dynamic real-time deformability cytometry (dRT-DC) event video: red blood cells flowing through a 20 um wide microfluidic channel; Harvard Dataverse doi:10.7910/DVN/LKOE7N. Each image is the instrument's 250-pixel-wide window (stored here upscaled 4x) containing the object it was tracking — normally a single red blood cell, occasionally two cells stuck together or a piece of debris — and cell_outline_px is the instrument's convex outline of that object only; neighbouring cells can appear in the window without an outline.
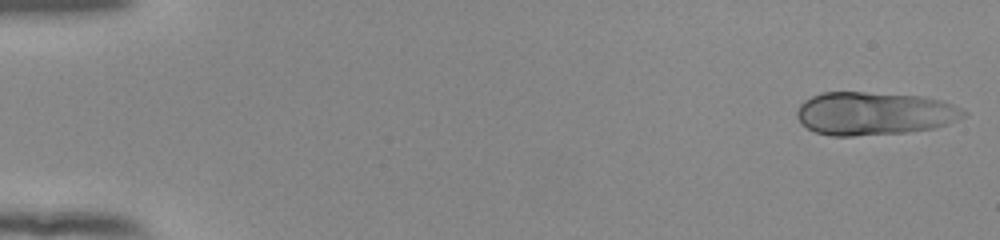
{"species": "human", "species_latin": "Homo sapiens", "temperature_condition": "room temperature", "stored_images_in_passage": 14, "camera_frame_rate_fps": 3000, "um_per_image_px": 0.085, "donor": {"sex": "female"}, "frame": {"image": 1, "passage_image": 1, "time_ms": 0.0, "image_size_px": [1000, 240], "cell_outline_px": [[968, 112], [964, 116], [948, 124], [936, 128], [904, 132], [852, 136], [832, 136], [816, 132], [800, 124], [796, 116], [796, 112], [800, 104], [804, 100], [812, 96], [824, 92], [864, 92], [924, 96], [944, 100]], "centroid_in_image_um": [74.31, 9.64], "position_along_channel_um": 10.7, "area_um2": 42.14}}